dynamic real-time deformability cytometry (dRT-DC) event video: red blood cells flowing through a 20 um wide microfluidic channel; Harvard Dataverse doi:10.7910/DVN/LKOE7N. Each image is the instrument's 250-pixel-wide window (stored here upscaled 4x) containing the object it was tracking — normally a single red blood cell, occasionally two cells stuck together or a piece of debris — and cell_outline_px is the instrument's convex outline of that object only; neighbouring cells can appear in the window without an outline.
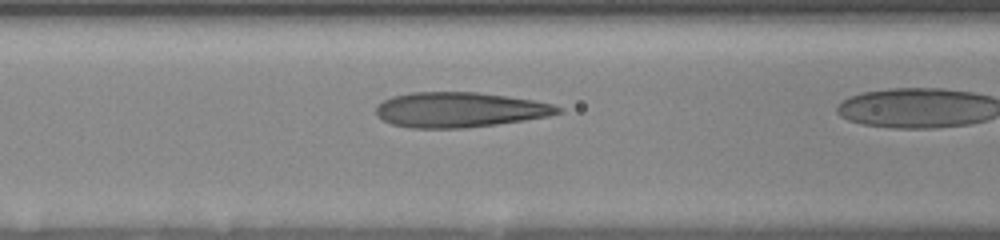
{"species": "human", "species_latin": "Homo sapiens", "temperature_condition": "room temperature", "stored_images_in_passage": 25, "camera_frame_rate_fps": 3000, "um_per_image_px": 0.085, "donor": {"sex": "female"}, "frame": {"image": 1, "passage_image": 3, "time_ms": 0.667, "image_size_px": [1000, 240], "cell_outline_px": [[564, 108], [560, 112], [548, 116], [524, 120], [496, 124], [464, 128], [412, 128], [392, 124], [376, 116], [376, 104], [392, 96], [412, 92], [476, 92], [508, 96], [532, 100], [552, 104]], "centroid_in_image_um": [39.04, 9.32], "position_along_channel_um": 127.6, "area_um2": 37.17}}
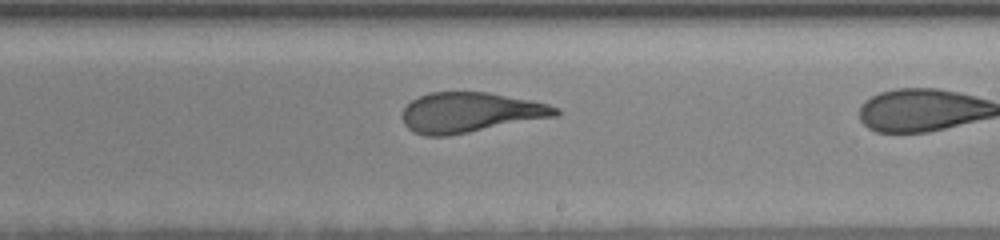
{"frame": {"image": 2, "passage_image": 13, "time_ms": 4.0, "image_size_px": [1000, 240], "cell_outline_px": [[560, 112], [556, 116], [448, 136], [424, 136], [408, 128], [404, 124], [400, 116], [404, 108], [412, 100], [420, 96], [432, 92], [488, 92], [532, 100], [548, 104], [560, 108]], "centroid_in_image_um": [39.96, 9.56], "position_along_channel_um": 249.0, "area_um2": 35.78}}
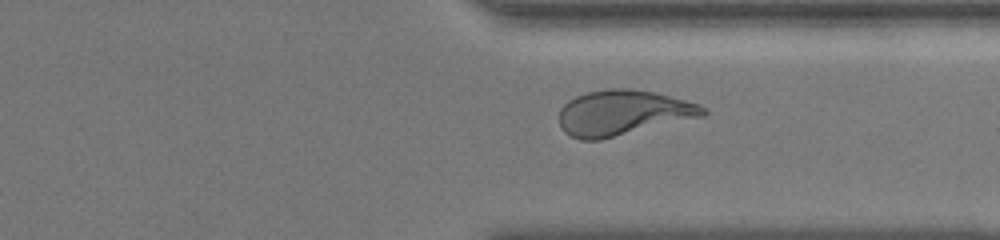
{"frame": {"image": 3, "passage_image": 22, "time_ms": 7.0, "image_size_px": [1000, 240], "cell_outline_px": [[708, 112], [704, 116], [600, 140], [580, 140], [564, 132], [560, 128], [560, 108], [568, 100], [576, 96], [588, 92], [612, 88], [628, 88], [656, 92], [700, 104]], "centroid_in_image_um": [52.95, 9.59], "position_along_channel_um": 358.5, "area_um2": 37.97}}